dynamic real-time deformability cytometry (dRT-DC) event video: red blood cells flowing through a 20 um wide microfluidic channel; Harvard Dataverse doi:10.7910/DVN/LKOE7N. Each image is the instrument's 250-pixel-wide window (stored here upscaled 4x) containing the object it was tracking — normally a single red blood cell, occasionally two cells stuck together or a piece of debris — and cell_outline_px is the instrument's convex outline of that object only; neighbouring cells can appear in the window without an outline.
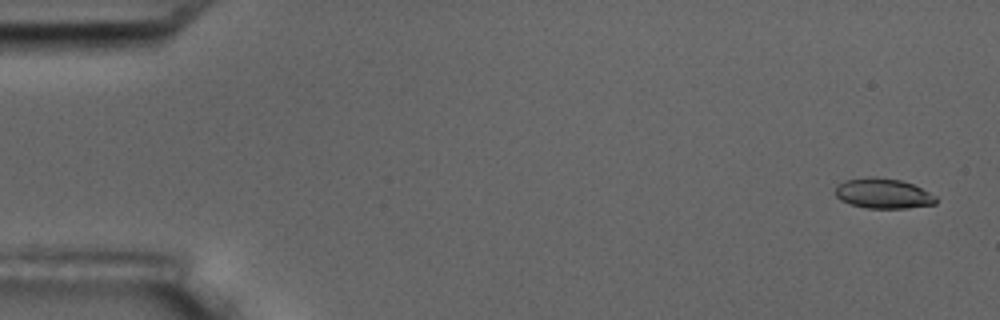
{"species": "common noctule bat (a hibernating species)", "species_latin": "Nyctalus noctula", "temperature_condition": "room temperature", "stored_images_in_passage": 5, "camera_frame_rate_fps": 3000, "um_per_image_px": 0.085, "animal": {"sex": "male", "body_mass_g": 17.5, "forearm_length_mm": 52.3}, "frame": {"image": 1, "passage_image": 1, "time_ms": 0.0, "image_size_px": [1000, 320], "cell_outline_px": [[936, 204], [908, 208], [864, 208], [840, 200], [836, 196], [836, 184], [844, 180], [868, 176], [872, 176], [900, 180], [912, 184], [936, 196]], "centroid_in_image_um": [75.03, 16.44], "position_along_channel_um": 10.0, "area_um2": 17.69}}
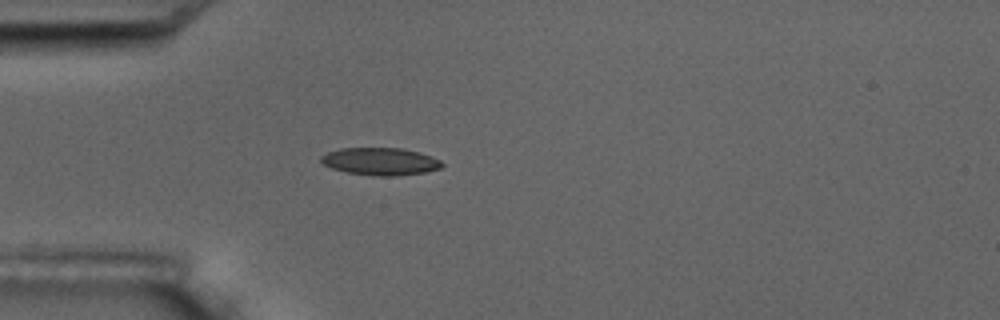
{"frame": {"image": 2, "passage_image": 5, "time_ms": 4.667, "image_size_px": [1000, 320], "cell_outline_px": [[444, 164], [440, 168], [424, 172], [396, 176], [372, 176], [348, 172], [332, 168], [324, 164], [320, 160], [320, 156], [328, 152], [340, 148], [404, 148], [432, 156], [440, 160]], "centroid_in_image_um": [32.33, 13.72], "position_along_channel_um": 52.7, "area_um2": 19.36}}